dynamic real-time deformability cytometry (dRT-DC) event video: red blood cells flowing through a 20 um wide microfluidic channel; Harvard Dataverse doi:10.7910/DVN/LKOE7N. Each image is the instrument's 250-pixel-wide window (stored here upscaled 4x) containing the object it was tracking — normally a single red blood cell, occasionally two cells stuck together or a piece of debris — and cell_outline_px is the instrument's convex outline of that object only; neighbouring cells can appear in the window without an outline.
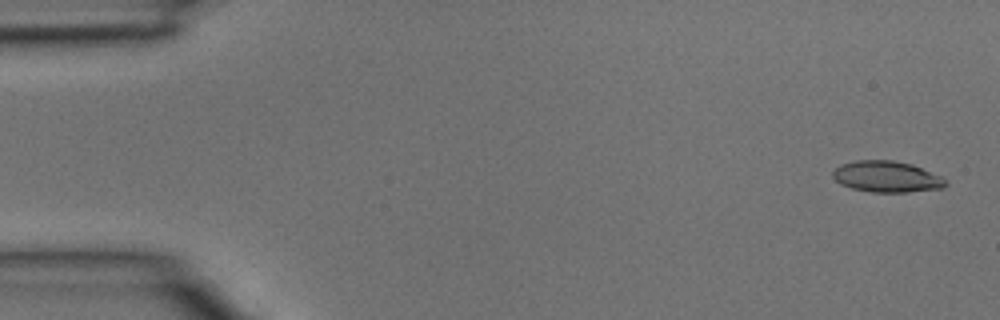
{"species": "common noctule bat (a hibernating species)", "species_latin": "Nyctalus noctula", "temperature_condition": "room temperature", "stored_images_in_passage": 40, "camera_frame_rate_fps": 3000, "um_per_image_px": 0.085, "animal": {"sex": "male", "body_mass_g": 15.6}, "frame": {"image": 1, "passage_image": 2, "time_ms": 0.333, "image_size_px": [1000, 320], "cell_outline_px": [[948, 184], [944, 188], [908, 192], [872, 192], [852, 188], [840, 184], [832, 176], [832, 172], [840, 164], [856, 160], [892, 160], [912, 164], [940, 176]], "centroid_in_image_um": [75.35, 15.02], "position_along_channel_um": 9.6, "area_um2": 20.46}}
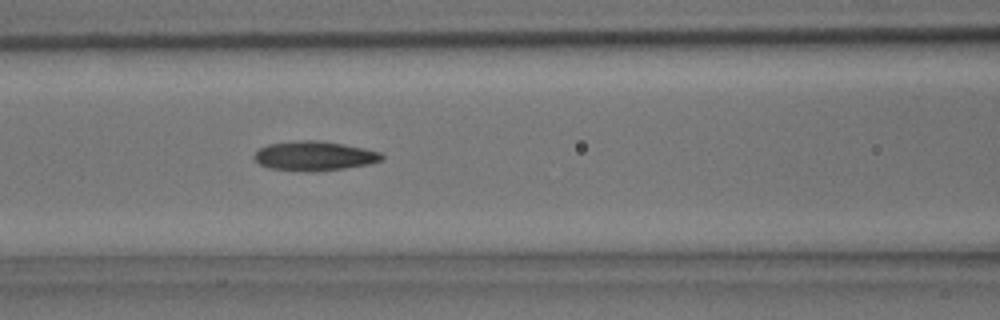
{"frame": {"image": 2, "passage_image": 17, "time_ms": 5.333, "image_size_px": [1000, 320], "cell_outline_px": [[384, 160], [368, 164], [344, 168], [268, 168], [260, 164], [256, 160], [256, 152], [260, 148], [268, 144], [300, 140], [320, 140], [344, 144], [364, 148], [380, 152], [384, 156]], "centroid_in_image_um": [26.78, 13.19], "position_along_channel_um": 139.8, "area_um2": 20.69}}
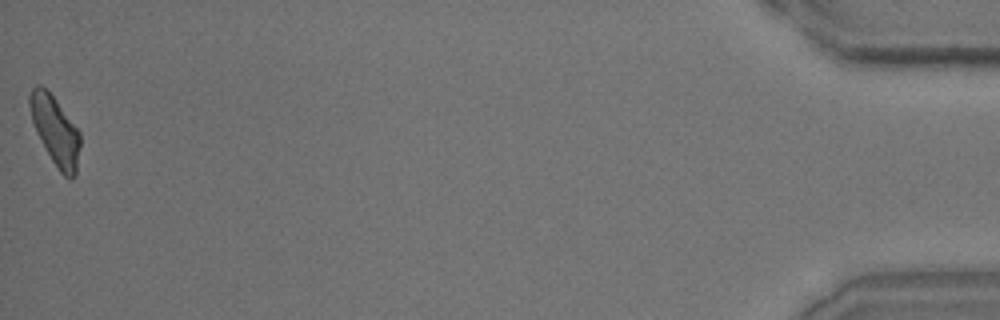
{"frame": {"image": 3, "passage_image": 40, "time_ms": 13.0, "image_size_px": [1000, 320], "cell_outline_px": [[80, 144], [76, 176], [72, 180], [68, 180], [60, 172], [52, 160], [36, 132], [32, 120], [28, 104], [28, 96], [32, 88], [36, 84], [40, 84], [56, 100], [80, 132]], "centroid_in_image_um": [4.69, 11.13], "position_along_channel_um": 430.5, "area_um2": 20.17}}